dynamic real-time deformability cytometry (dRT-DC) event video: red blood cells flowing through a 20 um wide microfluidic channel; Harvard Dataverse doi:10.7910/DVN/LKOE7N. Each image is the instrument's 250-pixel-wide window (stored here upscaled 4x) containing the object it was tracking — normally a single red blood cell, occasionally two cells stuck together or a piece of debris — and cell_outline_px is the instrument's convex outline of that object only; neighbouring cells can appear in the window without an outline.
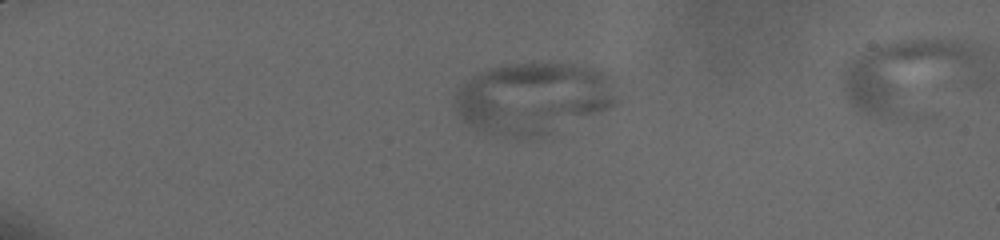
{"species": "human", "species_latin": "Homo sapiens", "temperature_condition": "cold", "stored_images_in_passage": 59, "camera_frame_rate_fps": 3000, "um_per_image_px": 0.085, "donor": {"sex": "male"}, "frame": {"image": 1, "passage_image": 17, "time_ms": 5.333, "image_size_px": [1000, 240], "cell_outline_px": [[620, 104], [544, 132], [516, 136], [480, 128], [464, 120], [460, 116], [452, 104], [456, 92], [460, 84], [472, 76], [488, 68], [508, 64], [572, 64], [600, 68], [616, 76], [620, 96]], "centroid_in_image_um": [45.43, 8.22], "position_along_channel_um": 39.6, "area_um2": 66.41}}
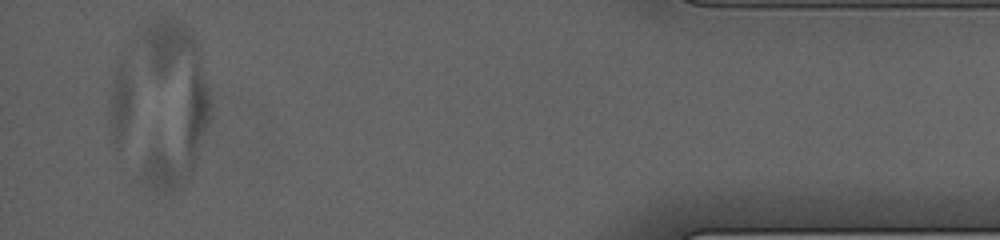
{"frame": {"image": 2, "passage_image": 59, "time_ms": 19.333, "image_size_px": [1000, 240], "cell_outline_px": [[212, 116], [188, 176], [184, 184], [180, 188], [172, 192], [156, 192], [148, 184], [144, 176], [140, 36], [140, 32], [156, 16], [172, 16], [184, 24], [192, 32], [196, 44], [212, 104]], "centroid_in_image_um": [14.59, 8.73], "position_along_channel_um": 420.6, "area_um2": 70.57}}